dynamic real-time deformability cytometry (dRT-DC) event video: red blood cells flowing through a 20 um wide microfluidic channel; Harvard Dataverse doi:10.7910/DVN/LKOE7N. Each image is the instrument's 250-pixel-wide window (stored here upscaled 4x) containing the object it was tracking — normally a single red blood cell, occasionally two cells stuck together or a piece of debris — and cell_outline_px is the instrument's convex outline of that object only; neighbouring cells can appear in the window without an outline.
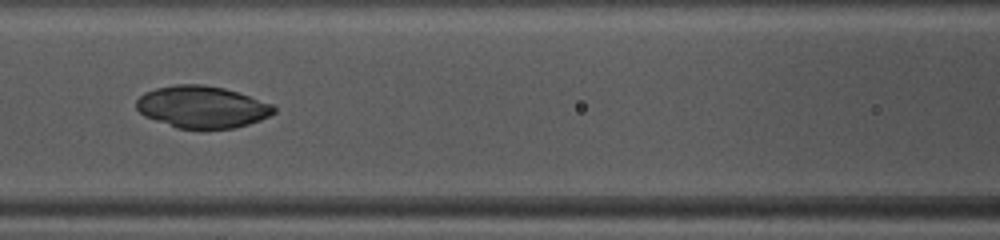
{"species": "common noctule bat (a hibernating species)", "species_latin": "Nyctalus noctula", "temperature_condition": "warm", "stored_images_in_passage": 47, "camera_frame_rate_fps": 3000, "um_per_image_px": 0.085, "animal": {"sex": "female", "body_mass_g": 10.0, "forearm_length_mm": 53.1}, "frame": {"image": 1, "passage_image": 19, "time_ms": 6.0, "image_size_px": [1000, 240], "cell_outline_px": [[276, 112], [260, 120], [248, 124], [232, 128], [176, 128], [144, 116], [136, 108], [136, 100], [144, 92], [156, 88], [176, 84], [200, 84], [224, 88], [272, 104], [276, 108]], "centroid_in_image_um": [17.14, 9.09], "position_along_channel_um": 149.5, "area_um2": 33.41}}
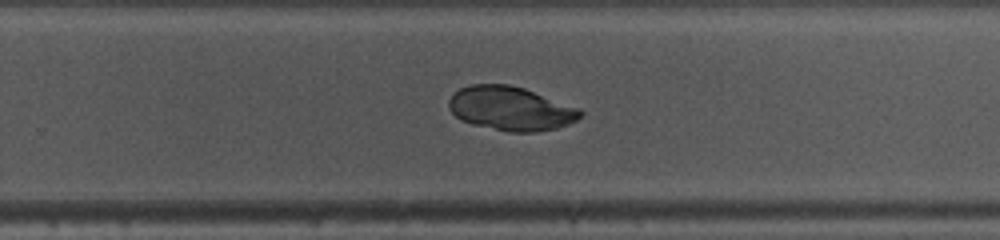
{"frame": {"image": 2, "passage_image": 29, "time_ms": 9.333, "image_size_px": [1000, 240], "cell_outline_px": [[584, 112], [576, 120], [568, 124], [556, 128], [536, 132], [508, 132], [472, 124], [460, 120], [448, 108], [448, 100], [460, 88], [472, 84], [508, 84], [524, 88], [580, 108]], "centroid_in_image_um": [43.41, 9.23], "position_along_channel_um": 286.4, "area_um2": 33.7}}
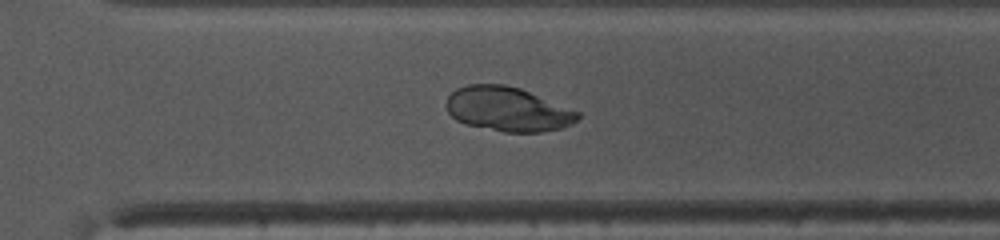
{"frame": {"image": 3, "passage_image": 32, "time_ms": 10.333, "image_size_px": [1000, 240], "cell_outline_px": [[580, 116], [572, 124], [560, 128], [540, 132], [504, 132], [468, 124], [456, 120], [448, 112], [444, 104], [448, 96], [456, 88], [468, 84], [504, 84], [520, 88], [580, 112]], "centroid_in_image_um": [43.13, 9.27], "position_along_channel_um": 327.5, "area_um2": 33.87}}